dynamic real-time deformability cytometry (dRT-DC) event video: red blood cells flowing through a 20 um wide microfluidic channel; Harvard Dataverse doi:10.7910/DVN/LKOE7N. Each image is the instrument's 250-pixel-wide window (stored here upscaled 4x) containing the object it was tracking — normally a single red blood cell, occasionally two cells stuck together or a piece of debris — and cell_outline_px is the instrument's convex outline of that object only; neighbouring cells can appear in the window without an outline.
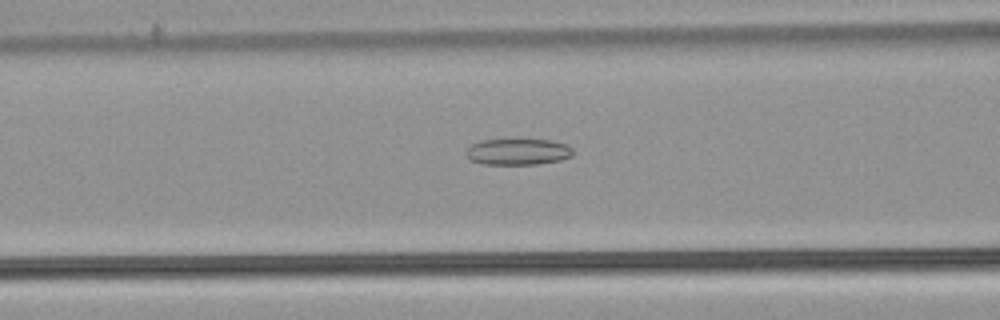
{"species": "common noctule bat (a hibernating species)", "species_latin": "Nyctalus noctula", "temperature_condition": "warm", "stored_images_in_passage": 43, "camera_frame_rate_fps": 3000, "um_per_image_px": 0.085, "animal": {"sex": "male", "body_mass_g": 21.5, "forearm_length_mm": 52.0}, "frame": {"image": 1, "passage_image": 12, "time_ms": 3.667, "image_size_px": [1000, 320], "cell_outline_px": [[572, 156], [560, 160], [536, 164], [484, 164], [472, 160], [464, 152], [472, 144], [480, 140], [548, 140], [568, 144], [572, 148]], "centroid_in_image_um": [44.03, 12.9], "position_along_channel_um": 122.6, "area_um2": 16.18}}
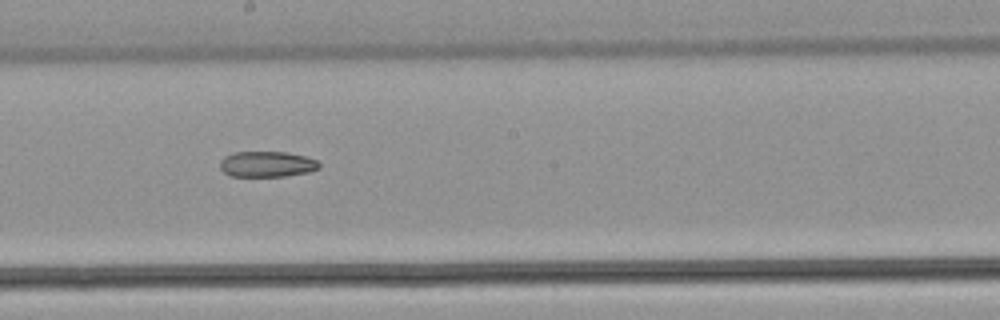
{"frame": {"image": 2, "passage_image": 20, "time_ms": 6.333, "image_size_px": [1000, 320], "cell_outline_px": [[320, 168], [308, 172], [284, 176], [232, 176], [224, 172], [220, 168], [220, 160], [224, 156], [232, 152], [288, 152], [304, 156], [316, 160], [320, 164]], "centroid_in_image_um": [22.67, 13.94], "position_along_channel_um": 225.5, "area_um2": 14.85}}
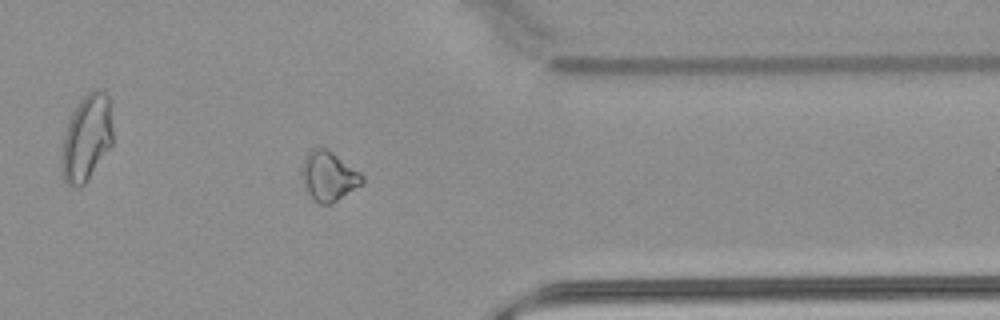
{"frame": {"image": 3, "passage_image": 33, "time_ms": 10.667, "image_size_px": [1000, 320], "cell_outline_px": [[364, 184], [332, 204], [320, 204], [308, 192], [304, 184], [300, 172], [304, 156], [312, 148], [328, 148], [360, 172], [364, 176]], "centroid_in_image_um": [27.96, 14.96], "position_along_channel_um": 383.4, "area_um2": 17.63}}